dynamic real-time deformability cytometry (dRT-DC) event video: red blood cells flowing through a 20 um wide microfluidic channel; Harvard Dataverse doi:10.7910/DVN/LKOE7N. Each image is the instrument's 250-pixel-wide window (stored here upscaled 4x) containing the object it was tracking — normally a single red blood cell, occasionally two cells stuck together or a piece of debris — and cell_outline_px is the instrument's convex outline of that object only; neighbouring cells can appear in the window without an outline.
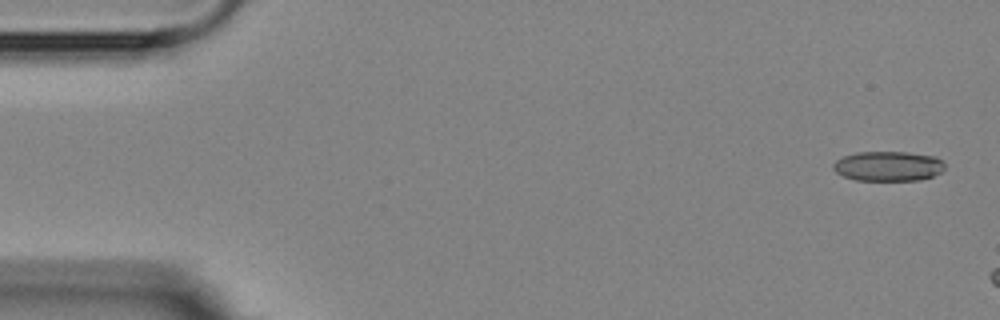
{"species": "Egyptian fruit bat (a non-hibernating species)", "species_latin": "Rousettus aegyptiacus", "temperature_condition": "room temperature", "stored_images_in_passage": 5, "camera_frame_rate_fps": 3000, "um_per_image_px": 0.085, "animal": {"sex": "female"}, "frame": {"image": 1, "passage_image": 1, "time_ms": 0.0, "image_size_px": [1000, 320], "cell_outline_px": [[944, 168], [940, 172], [932, 176], [920, 180], [856, 180], [844, 176], [836, 172], [832, 168], [832, 164], [836, 160], [844, 156], [856, 152], [904, 152], [936, 156], [944, 164]], "centroid_in_image_um": [75.47, 14.12], "position_along_channel_um": 9.5, "area_um2": 19.31}}